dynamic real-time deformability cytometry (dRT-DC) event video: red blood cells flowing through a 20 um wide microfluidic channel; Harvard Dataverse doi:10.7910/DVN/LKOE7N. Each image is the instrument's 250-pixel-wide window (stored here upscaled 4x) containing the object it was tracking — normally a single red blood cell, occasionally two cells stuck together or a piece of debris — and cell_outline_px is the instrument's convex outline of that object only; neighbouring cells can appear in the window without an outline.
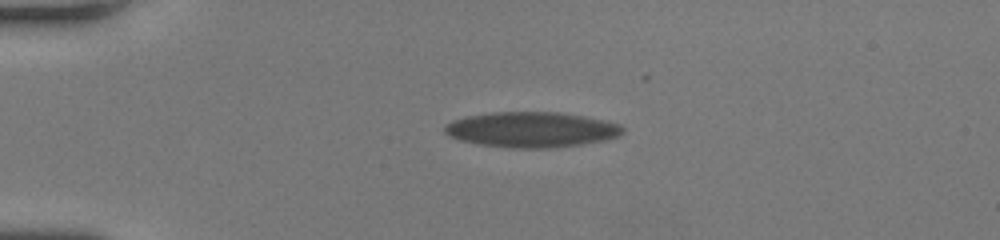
{"species": "human", "species_latin": "Homo sapiens", "temperature_condition": "room temperature", "stored_images_in_passage": 40, "camera_frame_rate_fps": 3000, "um_per_image_px": 0.085, "donor": {"sex": "female"}, "frame": {"image": 1, "passage_image": 1, "time_ms": 0.0, "image_size_px": [1000, 240], "cell_outline_px": [[624, 132], [620, 136], [604, 140], [580, 144], [552, 148], [512, 148], [480, 144], [460, 140], [448, 136], [444, 132], [444, 124], [452, 120], [464, 116], [492, 112], [560, 112], [608, 120], [620, 124], [624, 128]], "centroid_in_image_um": [45.18, 11.01], "position_along_channel_um": 39.8, "area_um2": 37.05}}
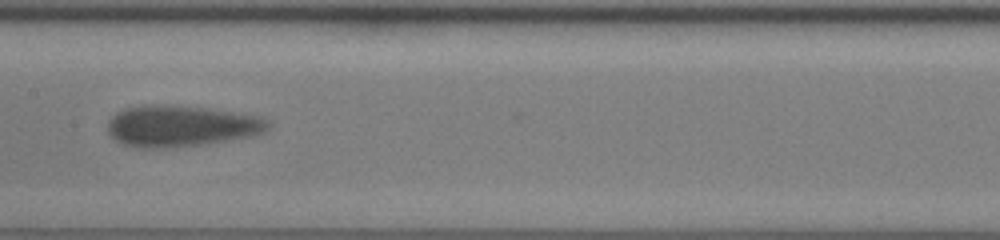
{"frame": {"image": 2, "passage_image": 16, "time_ms": 5.0, "image_size_px": [1000, 240], "cell_outline_px": [[268, 128], [264, 132], [252, 136], [204, 144], [144, 148], [124, 144], [116, 140], [108, 132], [108, 120], [116, 112], [124, 108], [148, 104], [204, 108], [264, 116], [268, 120]], "centroid_in_image_um": [15.4, 10.7], "position_along_channel_um": 192.0, "area_um2": 38.09}}
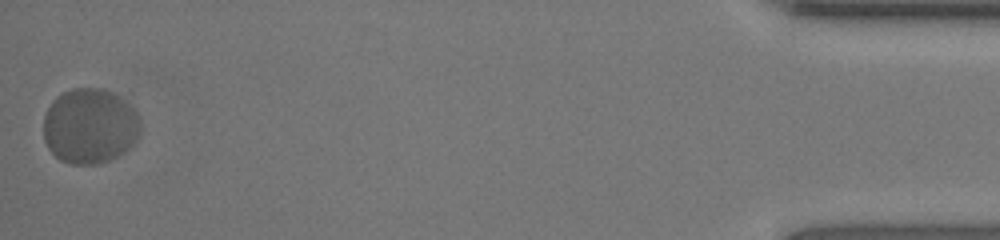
{"frame": {"image": 3, "passage_image": 40, "time_ms": 13.0, "image_size_px": [1000, 240], "cell_outline_px": [[140, 136], [120, 156], [108, 160], [92, 164], [68, 164], [60, 160], [48, 148], [44, 140], [44, 116], [52, 100], [56, 96], [72, 88], [100, 88], [112, 92], [124, 100], [136, 112], [140, 120]], "centroid_in_image_um": [7.63, 10.72], "position_along_channel_um": 427.6, "area_um2": 42.66}, "authors_computed_cell_mechanics": {"area_um2": 38.2636, "velocity_mm_per_s": 3.9975, "shape_relaxation_time_tau1_ms": 1.9707, "shape_relaxation_time_tau2_ms": null, "deformation_change_tau1": 0.1017, "deformation_change_tau2": null}}